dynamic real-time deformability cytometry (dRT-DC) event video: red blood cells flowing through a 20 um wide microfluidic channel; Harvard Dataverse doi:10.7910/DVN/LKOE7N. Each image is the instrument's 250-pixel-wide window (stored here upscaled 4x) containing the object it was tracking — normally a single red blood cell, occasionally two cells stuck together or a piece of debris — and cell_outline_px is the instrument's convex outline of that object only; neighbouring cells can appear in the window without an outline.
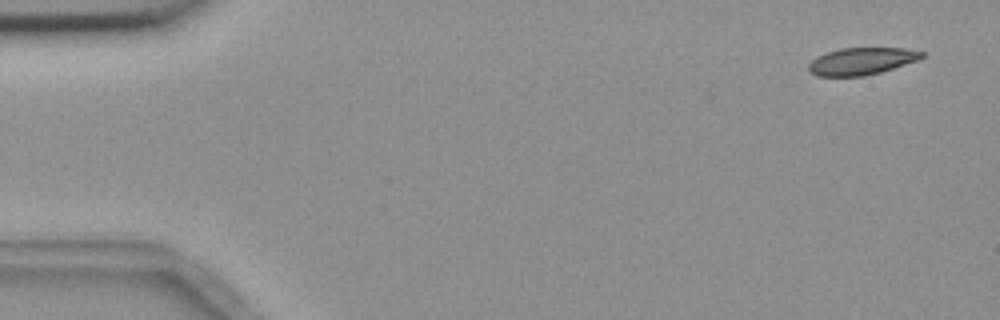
{"species": "common noctule bat (a hibernating species)", "species_latin": "Nyctalus noctula", "temperature_condition": "room temperature", "stored_images_in_passage": 5, "camera_frame_rate_fps": 3000, "um_per_image_px": 0.085, "animal": {"sex": "female", "body_mass_g": 18.4}, "frame": {"image": 1, "passage_image": 1, "time_ms": 0.0, "image_size_px": [1000, 320], "cell_outline_px": [[924, 56], [920, 60], [880, 72], [864, 76], [816, 76], [808, 72], [808, 64], [816, 56], [840, 48], [904, 48], [924, 52]], "centroid_in_image_um": [73.22, 5.2], "position_along_channel_um": 11.8, "area_um2": 18.03}}